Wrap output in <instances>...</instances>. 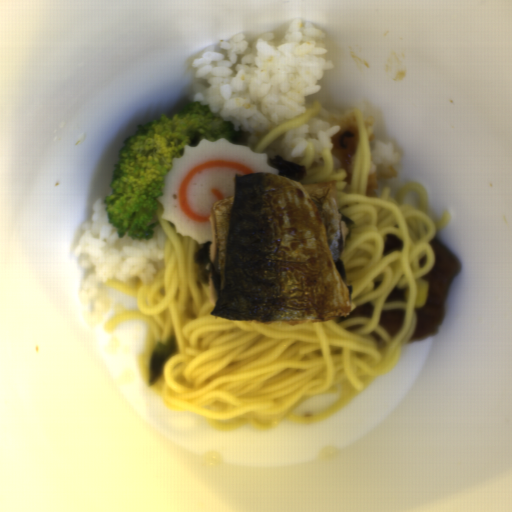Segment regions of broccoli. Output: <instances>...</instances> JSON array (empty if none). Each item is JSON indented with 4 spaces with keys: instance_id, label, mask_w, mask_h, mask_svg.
<instances>
[{
    "instance_id": "obj_1",
    "label": "broccoli",
    "mask_w": 512,
    "mask_h": 512,
    "mask_svg": "<svg viewBox=\"0 0 512 512\" xmlns=\"http://www.w3.org/2000/svg\"><path fill=\"white\" fill-rule=\"evenodd\" d=\"M248 137L247 130L235 128L232 121L221 119L199 101H190L172 117L162 113L157 120L139 123L116 154L110 192L103 200L108 224L116 227L118 238L151 239L159 224L156 214L161 201L157 198L164 194L172 161L184 154L185 145L224 138L247 146Z\"/></svg>"
}]
</instances>
